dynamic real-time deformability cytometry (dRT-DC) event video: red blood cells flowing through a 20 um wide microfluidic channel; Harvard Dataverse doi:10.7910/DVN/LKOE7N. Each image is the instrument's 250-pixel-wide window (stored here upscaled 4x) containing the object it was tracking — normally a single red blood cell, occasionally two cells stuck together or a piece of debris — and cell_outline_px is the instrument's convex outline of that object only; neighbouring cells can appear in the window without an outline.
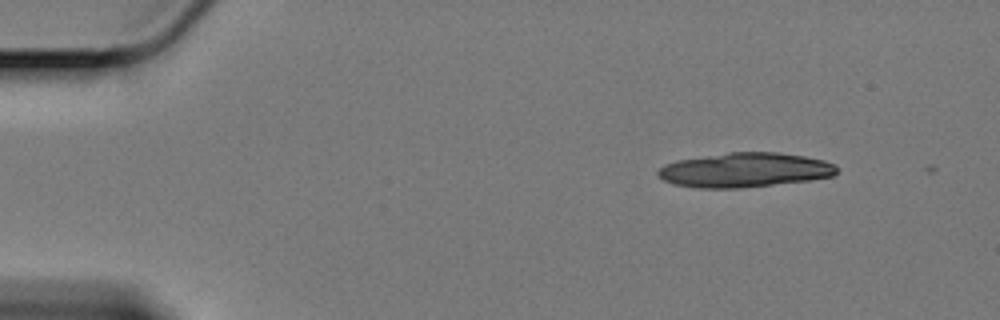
{"species": "Egyptian fruit bat (a non-hibernating species)", "species_latin": "Rousettus aegyptiacus", "temperature_condition": "cold", "stored_images_in_passage": 30, "camera_frame_rate_fps": 3000, "um_per_image_px": 0.085, "animal": {"sex": "female"}, "frame": {"image": 1, "passage_image": 2, "time_ms": 0.333, "image_size_px": [1000, 320], "cell_outline_px": [[836, 172], [832, 176], [808, 180], [740, 188], [696, 188], [672, 184], [664, 180], [656, 172], [664, 164], [680, 160], [732, 152], [780, 152], [804, 156], [824, 160], [836, 164]], "centroid_in_image_um": [63.31, 14.45], "position_along_channel_um": 21.7, "area_um2": 35.66}}
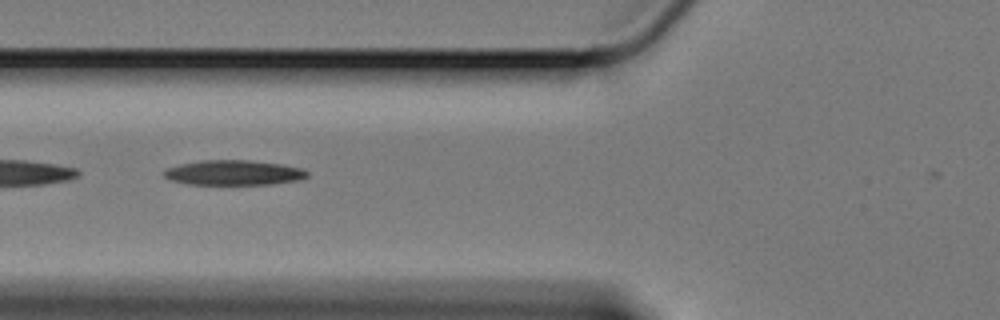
{"frame": {"image": 2, "passage_image": 18, "time_ms": 5.667, "image_size_px": [1000, 320], "cell_outline_px": [[308, 176], [300, 180], [272, 184], [188, 184], [172, 180], [164, 176], [164, 172], [168, 168], [180, 164], [200, 160], [252, 160], [280, 164], [304, 168], [308, 172]], "centroid_in_image_um": [19.92, 14.67], "position_along_channel_um": 105.9, "area_um2": 20.81}}
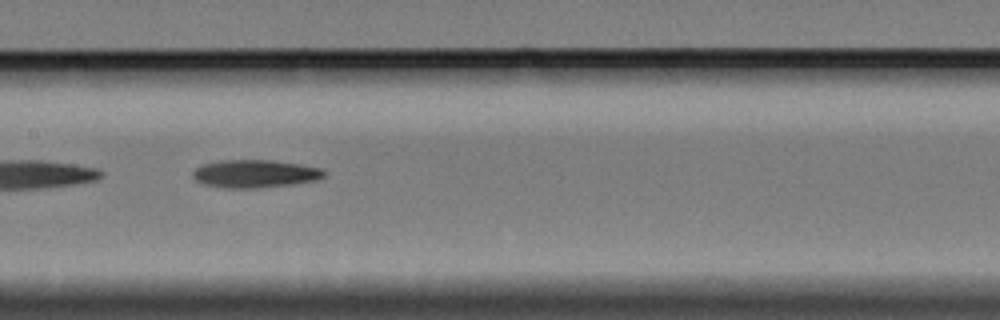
{"frame": {"image": 3, "passage_image": 25, "time_ms": 8.0, "image_size_px": [1000, 320], "cell_outline_px": [[324, 176], [316, 180], [292, 184], [260, 188], [220, 188], [204, 184], [196, 180], [192, 176], [192, 172], [196, 168], [204, 164], [220, 160], [272, 160], [300, 164], [320, 168], [324, 172]], "centroid_in_image_um": [21.64, 14.77], "position_along_channel_um": 185.8, "area_um2": 21.33}}